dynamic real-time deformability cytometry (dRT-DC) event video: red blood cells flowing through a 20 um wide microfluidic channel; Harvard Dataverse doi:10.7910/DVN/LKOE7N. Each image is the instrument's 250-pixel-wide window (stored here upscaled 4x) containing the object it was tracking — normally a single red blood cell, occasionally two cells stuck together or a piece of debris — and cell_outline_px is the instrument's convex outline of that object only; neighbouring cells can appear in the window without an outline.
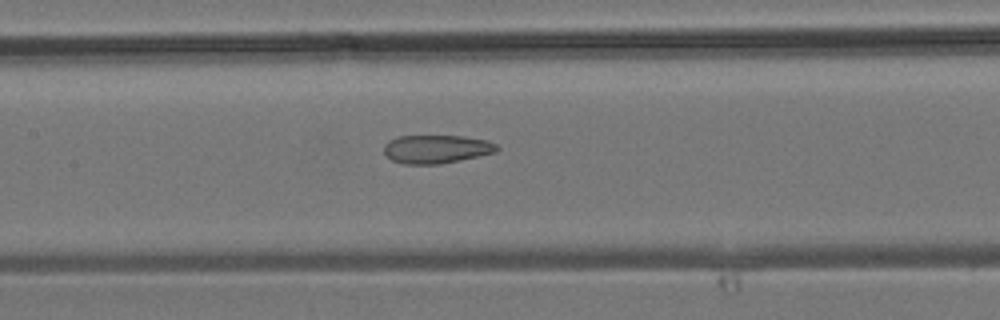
{"species": "common noctule bat (a hibernating species)", "species_latin": "Nyctalus noctula", "temperature_condition": "room temperature", "stored_images_in_passage": 30, "camera_frame_rate_fps": 3000, "um_per_image_px": 0.085, "animal": {"sex": "male", "body_mass_g": 19.2, "forearm_length_mm": 51.8}, "frame": {"image": 1, "passage_image": 16, "time_ms": 5.0, "image_size_px": [1000, 320], "cell_outline_px": [[500, 148], [496, 152], [460, 160], [440, 164], [404, 164], [392, 160], [384, 152], [384, 144], [388, 140], [400, 136], [464, 136], [488, 140], [496, 144]], "centroid_in_image_um": [37.11, 12.67], "position_along_channel_um": 170.3, "area_um2": 18.73}}
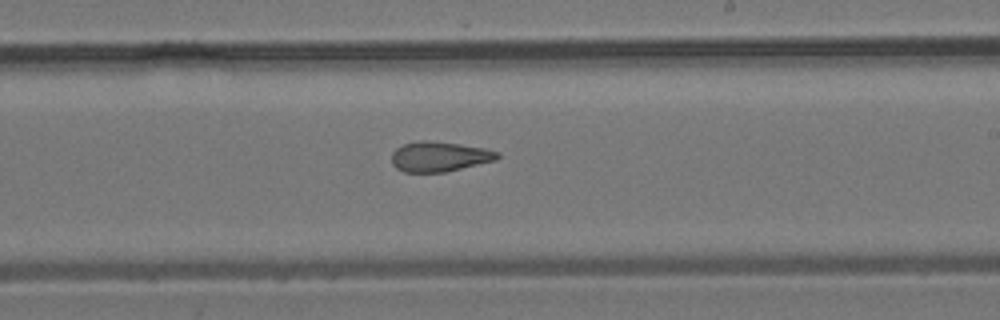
{"frame": {"image": 2, "passage_image": 21, "time_ms": 6.667, "image_size_px": [1000, 320], "cell_outline_px": [[500, 156], [496, 160], [444, 172], [404, 172], [396, 168], [392, 164], [392, 152], [396, 148], [404, 144], [420, 140], [428, 140], [460, 144], [484, 148], [500, 152]], "centroid_in_image_um": [37.34, 13.3], "position_along_channel_um": 251.7, "area_um2": 18.5}}
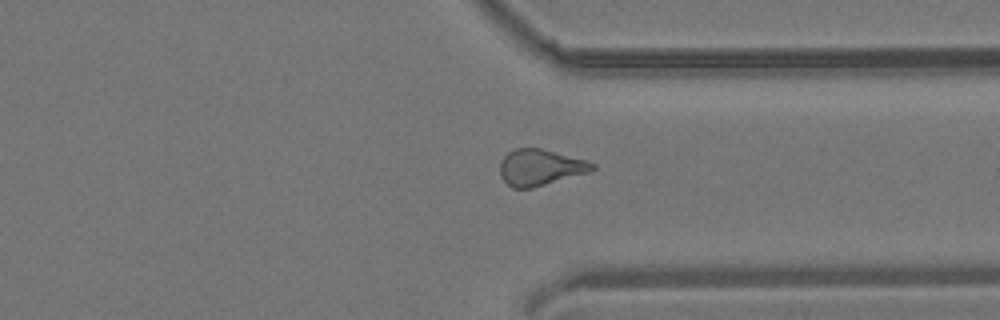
{"frame": {"image": 3, "passage_image": 28, "time_ms": 9.0, "image_size_px": [1000, 320], "cell_outline_px": [[596, 168], [588, 172], [532, 188], [512, 188], [500, 176], [500, 164], [504, 156], [508, 152], [516, 148], [540, 148], [584, 160], [596, 164]], "centroid_in_image_um": [45.89, 14.23], "position_along_channel_um": 365.5, "area_um2": 19.19}}